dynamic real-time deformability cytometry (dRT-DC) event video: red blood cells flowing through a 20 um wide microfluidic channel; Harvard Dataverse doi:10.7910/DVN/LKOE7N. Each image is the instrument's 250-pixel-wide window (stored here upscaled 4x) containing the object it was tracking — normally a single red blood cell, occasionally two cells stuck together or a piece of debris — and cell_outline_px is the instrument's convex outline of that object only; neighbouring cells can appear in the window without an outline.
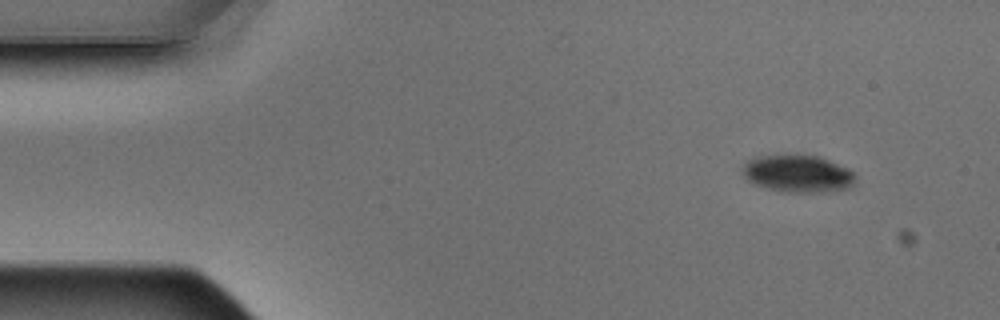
{"species": "Egyptian fruit bat (a non-hibernating species)", "species_latin": "Rousettus aegyptiacus", "temperature_condition": "warm", "stored_images_in_passage": 4, "segment_of_instrument_passage": [1, 2], "camera_frame_rate_fps": 3000, "um_per_image_px": 0.085, "animal": {"sex": "male"}, "frame": {"image": 1, "passage_image": 1, "time_ms": 0.0, "image_size_px": [1000, 320], "cell_outline_px": [[856, 184], [848, 188], [824, 192], [780, 192], [756, 184], [748, 180], [740, 172], [740, 168], [752, 156], [784, 152], [796, 152], [820, 156], [848, 168], [856, 172]], "centroid_in_image_um": [67.8, 14.7], "position_along_channel_um": 17.2, "area_um2": 25.89}}